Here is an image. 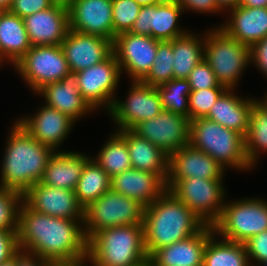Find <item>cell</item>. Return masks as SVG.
<instances>
[{"label": "cell", "mask_w": 267, "mask_h": 266, "mask_svg": "<svg viewBox=\"0 0 267 266\" xmlns=\"http://www.w3.org/2000/svg\"><path fill=\"white\" fill-rule=\"evenodd\" d=\"M23 202L34 211L64 219H84V208L73 190L32 185L24 194Z\"/></svg>", "instance_id": "18"}, {"label": "cell", "mask_w": 267, "mask_h": 266, "mask_svg": "<svg viewBox=\"0 0 267 266\" xmlns=\"http://www.w3.org/2000/svg\"><path fill=\"white\" fill-rule=\"evenodd\" d=\"M212 227L219 238L245 243L267 230V200L256 197L225 200L221 215Z\"/></svg>", "instance_id": "7"}, {"label": "cell", "mask_w": 267, "mask_h": 266, "mask_svg": "<svg viewBox=\"0 0 267 266\" xmlns=\"http://www.w3.org/2000/svg\"><path fill=\"white\" fill-rule=\"evenodd\" d=\"M84 219H64L34 211L24 202L19 211V250L49 262H71L88 256Z\"/></svg>", "instance_id": "1"}, {"label": "cell", "mask_w": 267, "mask_h": 266, "mask_svg": "<svg viewBox=\"0 0 267 266\" xmlns=\"http://www.w3.org/2000/svg\"><path fill=\"white\" fill-rule=\"evenodd\" d=\"M193 33L188 31L172 40L174 78L187 79L195 66L204 59V35Z\"/></svg>", "instance_id": "30"}, {"label": "cell", "mask_w": 267, "mask_h": 266, "mask_svg": "<svg viewBox=\"0 0 267 266\" xmlns=\"http://www.w3.org/2000/svg\"><path fill=\"white\" fill-rule=\"evenodd\" d=\"M107 140L97 155L91 158L112 178L130 170L132 165L126 141L117 132Z\"/></svg>", "instance_id": "34"}, {"label": "cell", "mask_w": 267, "mask_h": 266, "mask_svg": "<svg viewBox=\"0 0 267 266\" xmlns=\"http://www.w3.org/2000/svg\"><path fill=\"white\" fill-rule=\"evenodd\" d=\"M13 0H0V11L9 10Z\"/></svg>", "instance_id": "52"}, {"label": "cell", "mask_w": 267, "mask_h": 266, "mask_svg": "<svg viewBox=\"0 0 267 266\" xmlns=\"http://www.w3.org/2000/svg\"><path fill=\"white\" fill-rule=\"evenodd\" d=\"M82 152L55 151L44 170L41 183L64 190H75L85 163L91 158Z\"/></svg>", "instance_id": "27"}, {"label": "cell", "mask_w": 267, "mask_h": 266, "mask_svg": "<svg viewBox=\"0 0 267 266\" xmlns=\"http://www.w3.org/2000/svg\"><path fill=\"white\" fill-rule=\"evenodd\" d=\"M223 179L179 180L169 191L193 211L205 225L212 226L220 217L226 198Z\"/></svg>", "instance_id": "10"}, {"label": "cell", "mask_w": 267, "mask_h": 266, "mask_svg": "<svg viewBox=\"0 0 267 266\" xmlns=\"http://www.w3.org/2000/svg\"><path fill=\"white\" fill-rule=\"evenodd\" d=\"M244 244L246 246L248 259L251 266H258L267 260V230L254 235ZM253 261L257 262L254 263ZM252 263L254 265H252Z\"/></svg>", "instance_id": "41"}, {"label": "cell", "mask_w": 267, "mask_h": 266, "mask_svg": "<svg viewBox=\"0 0 267 266\" xmlns=\"http://www.w3.org/2000/svg\"><path fill=\"white\" fill-rule=\"evenodd\" d=\"M18 251L17 232L0 230V264L10 260Z\"/></svg>", "instance_id": "43"}, {"label": "cell", "mask_w": 267, "mask_h": 266, "mask_svg": "<svg viewBox=\"0 0 267 266\" xmlns=\"http://www.w3.org/2000/svg\"><path fill=\"white\" fill-rule=\"evenodd\" d=\"M53 5L50 0H13L9 11L24 18L41 10L48 9Z\"/></svg>", "instance_id": "42"}, {"label": "cell", "mask_w": 267, "mask_h": 266, "mask_svg": "<svg viewBox=\"0 0 267 266\" xmlns=\"http://www.w3.org/2000/svg\"><path fill=\"white\" fill-rule=\"evenodd\" d=\"M215 26L204 32V60L221 85L237 89L245 68L251 64L250 48Z\"/></svg>", "instance_id": "6"}, {"label": "cell", "mask_w": 267, "mask_h": 266, "mask_svg": "<svg viewBox=\"0 0 267 266\" xmlns=\"http://www.w3.org/2000/svg\"><path fill=\"white\" fill-rule=\"evenodd\" d=\"M159 41L129 31L118 34L113 41V53L122 74L126 72L131 81H142L152 68Z\"/></svg>", "instance_id": "14"}, {"label": "cell", "mask_w": 267, "mask_h": 266, "mask_svg": "<svg viewBox=\"0 0 267 266\" xmlns=\"http://www.w3.org/2000/svg\"><path fill=\"white\" fill-rule=\"evenodd\" d=\"M136 266H153V264H152V261L150 260V258H148L147 260L141 262L140 264H138Z\"/></svg>", "instance_id": "54"}, {"label": "cell", "mask_w": 267, "mask_h": 266, "mask_svg": "<svg viewBox=\"0 0 267 266\" xmlns=\"http://www.w3.org/2000/svg\"><path fill=\"white\" fill-rule=\"evenodd\" d=\"M54 5H60L63 7L68 8L73 0H50Z\"/></svg>", "instance_id": "51"}, {"label": "cell", "mask_w": 267, "mask_h": 266, "mask_svg": "<svg viewBox=\"0 0 267 266\" xmlns=\"http://www.w3.org/2000/svg\"><path fill=\"white\" fill-rule=\"evenodd\" d=\"M121 68L112 53L106 60L76 72L80 95L95 110L105 109L108 113L117 96L121 79Z\"/></svg>", "instance_id": "11"}, {"label": "cell", "mask_w": 267, "mask_h": 266, "mask_svg": "<svg viewBox=\"0 0 267 266\" xmlns=\"http://www.w3.org/2000/svg\"><path fill=\"white\" fill-rule=\"evenodd\" d=\"M173 59L172 41H159L152 68L142 82L158 87L172 80Z\"/></svg>", "instance_id": "36"}, {"label": "cell", "mask_w": 267, "mask_h": 266, "mask_svg": "<svg viewBox=\"0 0 267 266\" xmlns=\"http://www.w3.org/2000/svg\"><path fill=\"white\" fill-rule=\"evenodd\" d=\"M111 189L147 207L167 189L156 173L131 168L111 178Z\"/></svg>", "instance_id": "25"}, {"label": "cell", "mask_w": 267, "mask_h": 266, "mask_svg": "<svg viewBox=\"0 0 267 266\" xmlns=\"http://www.w3.org/2000/svg\"><path fill=\"white\" fill-rule=\"evenodd\" d=\"M90 261V258L86 256L85 258H82L77 261H71V262H49L47 263V266H88L86 265Z\"/></svg>", "instance_id": "47"}, {"label": "cell", "mask_w": 267, "mask_h": 266, "mask_svg": "<svg viewBox=\"0 0 267 266\" xmlns=\"http://www.w3.org/2000/svg\"><path fill=\"white\" fill-rule=\"evenodd\" d=\"M189 144L216 160L223 169H253L245 154L244 137L207 118L191 120Z\"/></svg>", "instance_id": "5"}, {"label": "cell", "mask_w": 267, "mask_h": 266, "mask_svg": "<svg viewBox=\"0 0 267 266\" xmlns=\"http://www.w3.org/2000/svg\"><path fill=\"white\" fill-rule=\"evenodd\" d=\"M218 239L215 233L208 239L203 266H251L244 243Z\"/></svg>", "instance_id": "31"}, {"label": "cell", "mask_w": 267, "mask_h": 266, "mask_svg": "<svg viewBox=\"0 0 267 266\" xmlns=\"http://www.w3.org/2000/svg\"><path fill=\"white\" fill-rule=\"evenodd\" d=\"M145 206L110 189L84 208L83 229L89 240L96 232L117 226L143 223Z\"/></svg>", "instance_id": "8"}, {"label": "cell", "mask_w": 267, "mask_h": 266, "mask_svg": "<svg viewBox=\"0 0 267 266\" xmlns=\"http://www.w3.org/2000/svg\"><path fill=\"white\" fill-rule=\"evenodd\" d=\"M228 11L229 18L219 27L243 45L251 48L267 36V8L238 5Z\"/></svg>", "instance_id": "24"}, {"label": "cell", "mask_w": 267, "mask_h": 266, "mask_svg": "<svg viewBox=\"0 0 267 266\" xmlns=\"http://www.w3.org/2000/svg\"><path fill=\"white\" fill-rule=\"evenodd\" d=\"M32 46L61 45L69 30L68 8L53 5L23 18Z\"/></svg>", "instance_id": "21"}, {"label": "cell", "mask_w": 267, "mask_h": 266, "mask_svg": "<svg viewBox=\"0 0 267 266\" xmlns=\"http://www.w3.org/2000/svg\"><path fill=\"white\" fill-rule=\"evenodd\" d=\"M16 266H47V262L34 254L19 250L16 253Z\"/></svg>", "instance_id": "46"}, {"label": "cell", "mask_w": 267, "mask_h": 266, "mask_svg": "<svg viewBox=\"0 0 267 266\" xmlns=\"http://www.w3.org/2000/svg\"><path fill=\"white\" fill-rule=\"evenodd\" d=\"M156 88L164 111H170L189 118V94L191 89L187 79L173 78Z\"/></svg>", "instance_id": "35"}, {"label": "cell", "mask_w": 267, "mask_h": 266, "mask_svg": "<svg viewBox=\"0 0 267 266\" xmlns=\"http://www.w3.org/2000/svg\"><path fill=\"white\" fill-rule=\"evenodd\" d=\"M190 125V118L162 110L155 118L140 122L131 130L170 156L189 144Z\"/></svg>", "instance_id": "13"}, {"label": "cell", "mask_w": 267, "mask_h": 266, "mask_svg": "<svg viewBox=\"0 0 267 266\" xmlns=\"http://www.w3.org/2000/svg\"><path fill=\"white\" fill-rule=\"evenodd\" d=\"M264 98L261 100V98H259L260 99V101L267 107V94L266 95H264L263 96Z\"/></svg>", "instance_id": "55"}, {"label": "cell", "mask_w": 267, "mask_h": 266, "mask_svg": "<svg viewBox=\"0 0 267 266\" xmlns=\"http://www.w3.org/2000/svg\"><path fill=\"white\" fill-rule=\"evenodd\" d=\"M251 63L267 78V36L250 48Z\"/></svg>", "instance_id": "45"}, {"label": "cell", "mask_w": 267, "mask_h": 266, "mask_svg": "<svg viewBox=\"0 0 267 266\" xmlns=\"http://www.w3.org/2000/svg\"><path fill=\"white\" fill-rule=\"evenodd\" d=\"M36 94L44 97L45 105L68 115L75 122L95 111L80 95L75 72H69L60 81L45 85Z\"/></svg>", "instance_id": "22"}, {"label": "cell", "mask_w": 267, "mask_h": 266, "mask_svg": "<svg viewBox=\"0 0 267 266\" xmlns=\"http://www.w3.org/2000/svg\"><path fill=\"white\" fill-rule=\"evenodd\" d=\"M22 203L23 194L21 192L0 187V230L17 232Z\"/></svg>", "instance_id": "37"}, {"label": "cell", "mask_w": 267, "mask_h": 266, "mask_svg": "<svg viewBox=\"0 0 267 266\" xmlns=\"http://www.w3.org/2000/svg\"><path fill=\"white\" fill-rule=\"evenodd\" d=\"M183 12L182 7L174 0L142 6L129 32L160 41H172L189 31L178 25V19Z\"/></svg>", "instance_id": "15"}, {"label": "cell", "mask_w": 267, "mask_h": 266, "mask_svg": "<svg viewBox=\"0 0 267 266\" xmlns=\"http://www.w3.org/2000/svg\"><path fill=\"white\" fill-rule=\"evenodd\" d=\"M116 132L126 141L133 169L156 173L165 182L167 181L168 155L131 129L116 130Z\"/></svg>", "instance_id": "28"}, {"label": "cell", "mask_w": 267, "mask_h": 266, "mask_svg": "<svg viewBox=\"0 0 267 266\" xmlns=\"http://www.w3.org/2000/svg\"><path fill=\"white\" fill-rule=\"evenodd\" d=\"M217 7L224 12H228L227 10L233 9L240 4L241 0H215Z\"/></svg>", "instance_id": "48"}, {"label": "cell", "mask_w": 267, "mask_h": 266, "mask_svg": "<svg viewBox=\"0 0 267 266\" xmlns=\"http://www.w3.org/2000/svg\"><path fill=\"white\" fill-rule=\"evenodd\" d=\"M141 7L134 0H112V24L115 37L131 30Z\"/></svg>", "instance_id": "38"}, {"label": "cell", "mask_w": 267, "mask_h": 266, "mask_svg": "<svg viewBox=\"0 0 267 266\" xmlns=\"http://www.w3.org/2000/svg\"><path fill=\"white\" fill-rule=\"evenodd\" d=\"M227 88H208L191 91L189 94L190 120L206 118L215 101Z\"/></svg>", "instance_id": "39"}, {"label": "cell", "mask_w": 267, "mask_h": 266, "mask_svg": "<svg viewBox=\"0 0 267 266\" xmlns=\"http://www.w3.org/2000/svg\"><path fill=\"white\" fill-rule=\"evenodd\" d=\"M183 9V11H193L197 13L211 14L222 12L216 5L215 0H174Z\"/></svg>", "instance_id": "44"}, {"label": "cell", "mask_w": 267, "mask_h": 266, "mask_svg": "<svg viewBox=\"0 0 267 266\" xmlns=\"http://www.w3.org/2000/svg\"><path fill=\"white\" fill-rule=\"evenodd\" d=\"M0 266H16V254L10 260L1 263Z\"/></svg>", "instance_id": "53"}, {"label": "cell", "mask_w": 267, "mask_h": 266, "mask_svg": "<svg viewBox=\"0 0 267 266\" xmlns=\"http://www.w3.org/2000/svg\"><path fill=\"white\" fill-rule=\"evenodd\" d=\"M11 127L0 167V187L24 194L41 181L55 151L35 140L17 121Z\"/></svg>", "instance_id": "2"}, {"label": "cell", "mask_w": 267, "mask_h": 266, "mask_svg": "<svg viewBox=\"0 0 267 266\" xmlns=\"http://www.w3.org/2000/svg\"><path fill=\"white\" fill-rule=\"evenodd\" d=\"M137 4L141 6L161 4L166 2L167 0H134Z\"/></svg>", "instance_id": "50"}, {"label": "cell", "mask_w": 267, "mask_h": 266, "mask_svg": "<svg viewBox=\"0 0 267 266\" xmlns=\"http://www.w3.org/2000/svg\"><path fill=\"white\" fill-rule=\"evenodd\" d=\"M69 30L115 40L112 0H73L68 7Z\"/></svg>", "instance_id": "17"}, {"label": "cell", "mask_w": 267, "mask_h": 266, "mask_svg": "<svg viewBox=\"0 0 267 266\" xmlns=\"http://www.w3.org/2000/svg\"><path fill=\"white\" fill-rule=\"evenodd\" d=\"M240 6L242 7H261V8H267V0H241Z\"/></svg>", "instance_id": "49"}, {"label": "cell", "mask_w": 267, "mask_h": 266, "mask_svg": "<svg viewBox=\"0 0 267 266\" xmlns=\"http://www.w3.org/2000/svg\"><path fill=\"white\" fill-rule=\"evenodd\" d=\"M225 172L210 155L188 144L169 156L166 189L186 178L225 179Z\"/></svg>", "instance_id": "16"}, {"label": "cell", "mask_w": 267, "mask_h": 266, "mask_svg": "<svg viewBox=\"0 0 267 266\" xmlns=\"http://www.w3.org/2000/svg\"><path fill=\"white\" fill-rule=\"evenodd\" d=\"M131 87L125 99L115 98L108 112L117 130L132 129L145 120L162 112V103L156 87L142 81H130Z\"/></svg>", "instance_id": "12"}, {"label": "cell", "mask_w": 267, "mask_h": 266, "mask_svg": "<svg viewBox=\"0 0 267 266\" xmlns=\"http://www.w3.org/2000/svg\"><path fill=\"white\" fill-rule=\"evenodd\" d=\"M38 142L59 151L66 137L71 133L75 121L68 115L57 109L43 104L39 110L31 116H25L16 120Z\"/></svg>", "instance_id": "19"}, {"label": "cell", "mask_w": 267, "mask_h": 266, "mask_svg": "<svg viewBox=\"0 0 267 266\" xmlns=\"http://www.w3.org/2000/svg\"><path fill=\"white\" fill-rule=\"evenodd\" d=\"M142 225L148 257L159 248L193 236L205 226L201 219L169 190L145 207Z\"/></svg>", "instance_id": "3"}, {"label": "cell", "mask_w": 267, "mask_h": 266, "mask_svg": "<svg viewBox=\"0 0 267 266\" xmlns=\"http://www.w3.org/2000/svg\"><path fill=\"white\" fill-rule=\"evenodd\" d=\"M111 189V177L90 158L84 165L75 187L79 204L86 208Z\"/></svg>", "instance_id": "32"}, {"label": "cell", "mask_w": 267, "mask_h": 266, "mask_svg": "<svg viewBox=\"0 0 267 266\" xmlns=\"http://www.w3.org/2000/svg\"><path fill=\"white\" fill-rule=\"evenodd\" d=\"M187 81L190 84L191 91L208 88H226L217 81L211 66L204 59L190 72Z\"/></svg>", "instance_id": "40"}, {"label": "cell", "mask_w": 267, "mask_h": 266, "mask_svg": "<svg viewBox=\"0 0 267 266\" xmlns=\"http://www.w3.org/2000/svg\"><path fill=\"white\" fill-rule=\"evenodd\" d=\"M235 90L226 89L215 101L206 118L245 137L248 132L253 103L257 99L248 96L240 97Z\"/></svg>", "instance_id": "26"}, {"label": "cell", "mask_w": 267, "mask_h": 266, "mask_svg": "<svg viewBox=\"0 0 267 266\" xmlns=\"http://www.w3.org/2000/svg\"><path fill=\"white\" fill-rule=\"evenodd\" d=\"M258 266H267V260H265L264 262H262V263L259 264Z\"/></svg>", "instance_id": "56"}, {"label": "cell", "mask_w": 267, "mask_h": 266, "mask_svg": "<svg viewBox=\"0 0 267 266\" xmlns=\"http://www.w3.org/2000/svg\"><path fill=\"white\" fill-rule=\"evenodd\" d=\"M13 67L35 95L45 85L60 81L70 72L61 45L31 46Z\"/></svg>", "instance_id": "9"}, {"label": "cell", "mask_w": 267, "mask_h": 266, "mask_svg": "<svg viewBox=\"0 0 267 266\" xmlns=\"http://www.w3.org/2000/svg\"><path fill=\"white\" fill-rule=\"evenodd\" d=\"M31 46L23 18L9 10L0 11V66L4 62L14 66Z\"/></svg>", "instance_id": "29"}, {"label": "cell", "mask_w": 267, "mask_h": 266, "mask_svg": "<svg viewBox=\"0 0 267 266\" xmlns=\"http://www.w3.org/2000/svg\"><path fill=\"white\" fill-rule=\"evenodd\" d=\"M213 227L205 225L198 233L157 249L149 258L153 266H203V255Z\"/></svg>", "instance_id": "23"}, {"label": "cell", "mask_w": 267, "mask_h": 266, "mask_svg": "<svg viewBox=\"0 0 267 266\" xmlns=\"http://www.w3.org/2000/svg\"><path fill=\"white\" fill-rule=\"evenodd\" d=\"M70 72H78L106 60L113 42L97 35L68 30L61 43Z\"/></svg>", "instance_id": "20"}, {"label": "cell", "mask_w": 267, "mask_h": 266, "mask_svg": "<svg viewBox=\"0 0 267 266\" xmlns=\"http://www.w3.org/2000/svg\"><path fill=\"white\" fill-rule=\"evenodd\" d=\"M244 141L246 157L255 167L261 153L267 152V107L258 99L253 103Z\"/></svg>", "instance_id": "33"}, {"label": "cell", "mask_w": 267, "mask_h": 266, "mask_svg": "<svg viewBox=\"0 0 267 266\" xmlns=\"http://www.w3.org/2000/svg\"><path fill=\"white\" fill-rule=\"evenodd\" d=\"M88 257L91 266H136L147 260L143 225L117 226L96 232L88 240Z\"/></svg>", "instance_id": "4"}]
</instances>
